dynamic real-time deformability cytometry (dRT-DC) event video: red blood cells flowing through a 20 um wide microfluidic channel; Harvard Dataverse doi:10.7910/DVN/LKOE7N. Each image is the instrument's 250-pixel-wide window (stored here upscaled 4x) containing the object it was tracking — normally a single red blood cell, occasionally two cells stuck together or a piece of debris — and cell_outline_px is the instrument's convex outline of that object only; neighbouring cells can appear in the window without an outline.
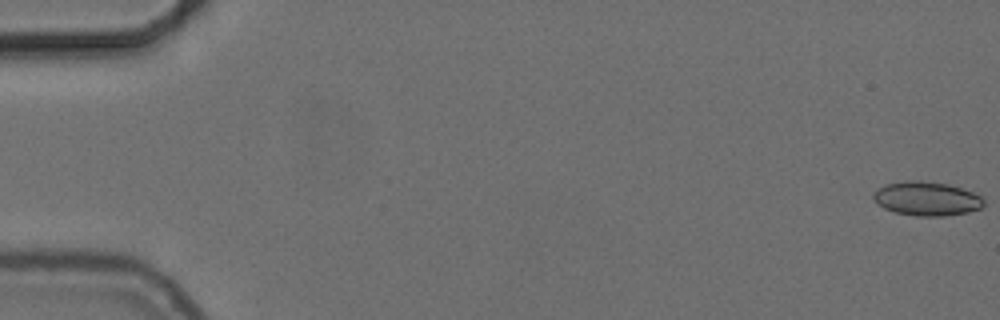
{"species": "common noctule bat (a hibernating species)", "species_latin": "Nyctalus noctula", "temperature_condition": "cold", "stored_images_in_passage": 56, "camera_frame_rate_fps": 3000, "um_per_image_px": 0.085, "animal": {"sex": "female", "body_mass_g": 24.6, "forearm_length_mm": 56.2}, "frame": {"image": 1, "passage_image": 1, "time_ms": 0.0, "image_size_px": [1000, 320], "cell_outline_px": [[984, 204], [980, 208], [968, 212], [944, 216], [916, 216], [896, 212], [884, 208], [872, 196], [876, 188], [888, 184], [908, 180], [920, 180], [948, 184], [972, 192], [980, 196], [984, 200]], "centroid_in_image_um": [78.77, 16.88], "position_along_channel_um": 6.2, "area_um2": 21.68}}
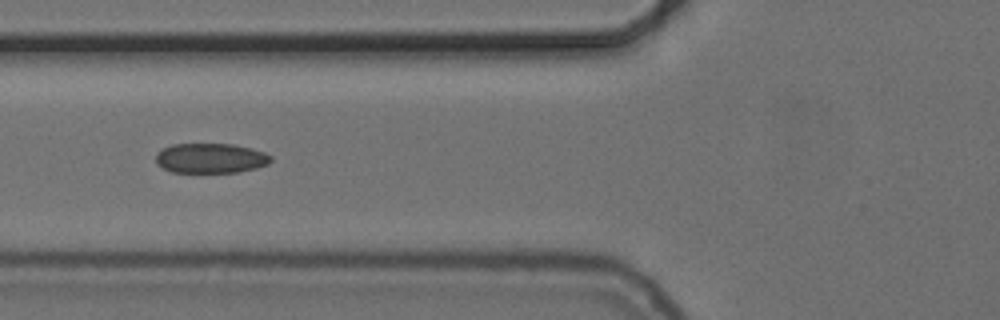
{"frame": {"image": 2, "passage_image": 22, "time_ms": 7.0, "image_size_px": [1000, 320], "cell_outline_px": [[272, 160], [268, 164], [256, 168], [240, 172], [172, 172], [156, 164], [156, 152], [172, 144], [232, 144], [252, 148], [264, 152], [272, 156]], "centroid_in_image_um": [17.92, 13.44], "position_along_channel_um": 107.9, "area_um2": 20.11}}
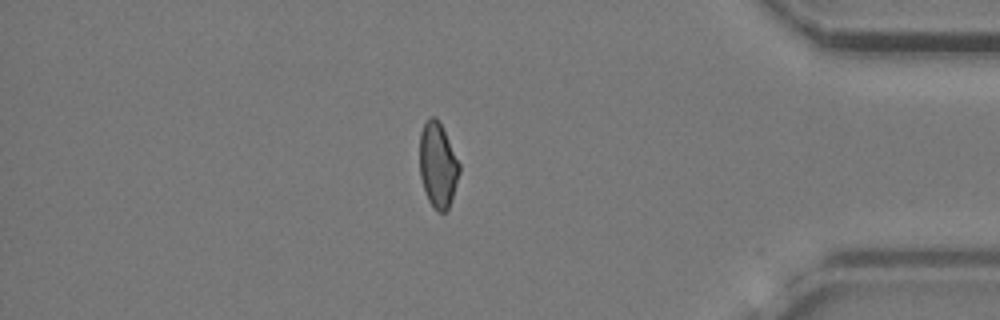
{"frame": {"image": 3, "passage_image": 48, "time_ms": 15.667, "image_size_px": [1000, 320], "cell_outline_px": [[460, 172], [448, 208], [444, 212], [436, 212], [428, 200], [420, 176], [420, 132], [428, 116], [436, 116], [460, 164]], "centroid_in_image_um": [37.2, 14.03], "position_along_channel_um": 398.0, "area_um2": 19.42}, "authors_computed_cell_mechanics": {"area_um2": 20.7502, "velocity_mm_per_s": 3.7214, "shape_relaxation_time_tau1_ms": 6.0019, "shape_relaxation_time_tau2_ms": 2.7063, "deformation_change_tau1": 0.1247, "deformation_change_tau2": 0.0737}}